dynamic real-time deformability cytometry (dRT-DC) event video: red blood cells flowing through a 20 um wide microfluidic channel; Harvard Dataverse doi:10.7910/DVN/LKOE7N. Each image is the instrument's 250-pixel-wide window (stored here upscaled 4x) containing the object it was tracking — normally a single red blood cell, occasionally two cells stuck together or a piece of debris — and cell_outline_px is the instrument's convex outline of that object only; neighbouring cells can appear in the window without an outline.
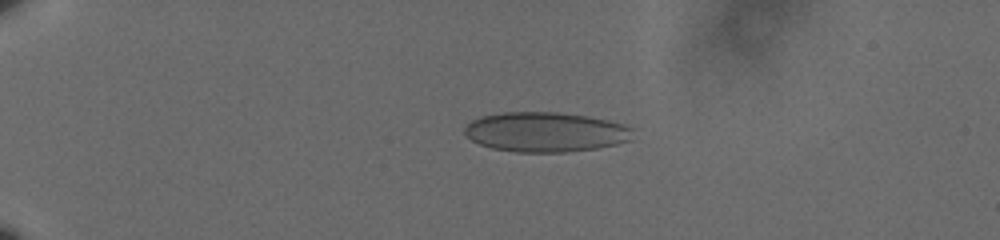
{"species": "human", "species_latin": "Homo sapiens", "temperature_condition": "cold", "stored_images_in_passage": 53, "camera_frame_rate_fps": 3000, "um_per_image_px": 0.085, "donor": {"sex": "male"}, "frame": {"image": 1, "passage_image": 10, "time_ms": 3.0, "image_size_px": [1000, 240], "cell_outline_px": [[632, 140], [616, 144], [596, 148], [564, 152], [516, 152], [492, 148], [480, 144], [472, 140], [464, 132], [464, 128], [472, 120], [480, 116], [504, 112], [556, 112], [588, 116], [608, 120], [624, 124], [632, 128]], "centroid_in_image_um": [46.38, 11.21], "position_along_channel_um": 38.6, "area_um2": 39.02}}
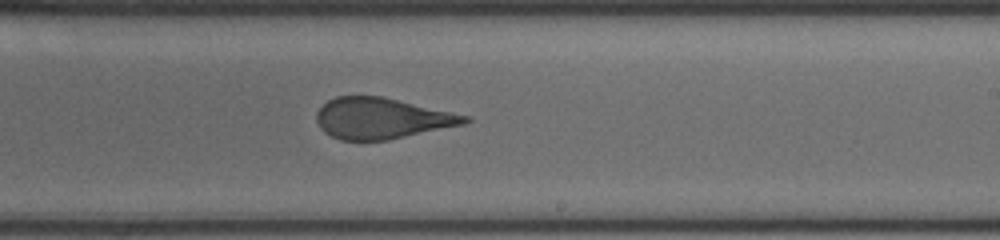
{"frame": {"image": 2, "passage_image": 33, "time_ms": 10.667, "image_size_px": [1000, 240], "cell_outline_px": [[472, 120], [464, 124], [388, 140], [340, 140], [324, 132], [320, 128], [316, 120], [316, 112], [328, 100], [336, 96], [384, 96], [472, 116]], "centroid_in_image_um": [32.47, 10.05], "position_along_channel_um": 256.5, "area_um2": 35.6}}
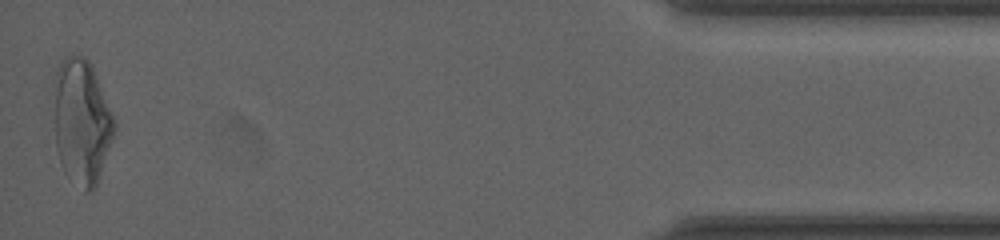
{"frame": {"image": 3, "passage_image": 53, "time_ms": 17.333, "image_size_px": [1000, 240], "cell_outline_px": [[116, 128], [96, 188], [92, 192], [84, 192], [64, 172], [60, 164], [56, 148], [56, 68], [60, 60], [64, 56], [84, 56], [92, 64], [116, 124]], "centroid_in_image_um": [6.97, 10.38], "position_along_channel_um": 428.2, "area_um2": 43.7}, "authors_computed_cell_mechanics": {"area_um2": 38.148, "velocity_mm_per_s": 3.6178, "shape_relaxation_time_tau1_ms": null, "shape_relaxation_time_tau2_ms": 0.8553, "deformation_change_tau1": null, "deformation_change_tau2": 0.0714}}